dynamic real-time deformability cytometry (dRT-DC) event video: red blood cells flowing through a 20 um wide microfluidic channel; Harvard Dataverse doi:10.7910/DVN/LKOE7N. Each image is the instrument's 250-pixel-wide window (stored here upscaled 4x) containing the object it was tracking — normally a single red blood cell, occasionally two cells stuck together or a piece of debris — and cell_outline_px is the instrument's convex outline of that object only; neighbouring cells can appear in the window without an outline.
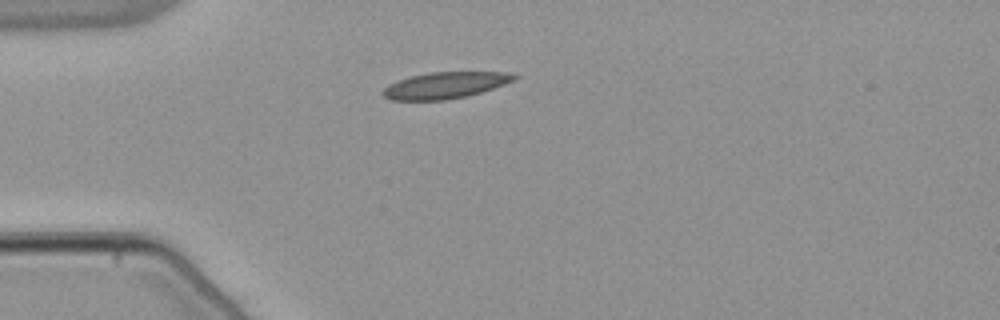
{"species": "common noctule bat (a hibernating species)", "species_latin": "Nyctalus noctula", "temperature_condition": "warm", "stored_images_in_passage": 40, "camera_frame_rate_fps": 3000, "um_per_image_px": 0.085, "animal": {"sex": "male", "body_mass_g": 21.5, "forearm_length_mm": 52.0}, "frame": {"image": 1, "passage_image": 1, "time_ms": 0.0, "image_size_px": [1000, 320], "cell_outline_px": [[520, 76], [516, 80], [480, 92], [464, 96], [444, 100], [392, 100], [384, 96], [380, 92], [388, 84], [396, 80], [428, 72], [504, 72]], "centroid_in_image_um": [37.8, 7.24], "position_along_channel_um": 47.2, "area_um2": 20.11}}
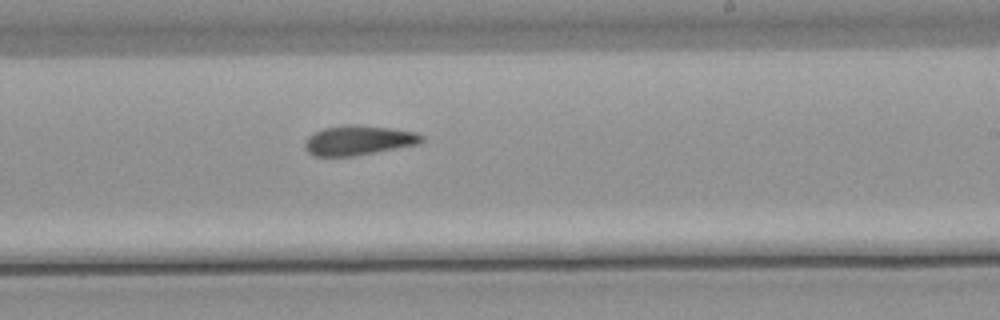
{"frame": {"image": 2, "passage_image": 19, "time_ms": 6.0, "image_size_px": [1000, 320], "cell_outline_px": [[424, 140], [420, 144], [352, 156], [312, 156], [304, 148], [304, 144], [308, 136], [324, 128], [344, 124], [352, 124], [392, 128], [416, 132], [424, 136]], "centroid_in_image_um": [30.48, 11.92], "position_along_channel_um": 258.5, "area_um2": 20.29}}
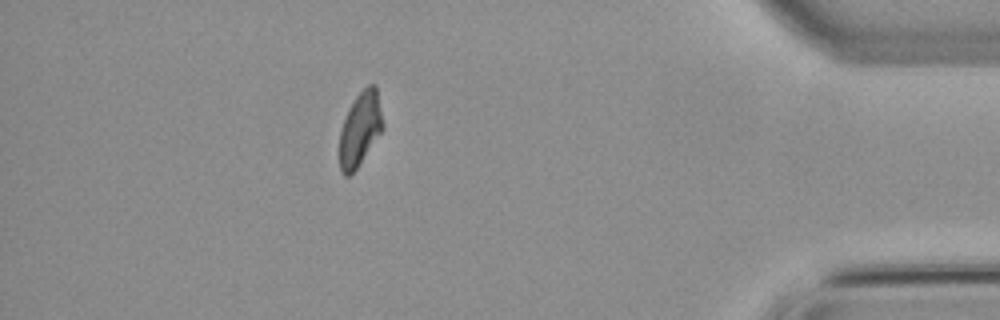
{"frame": {"image": 3, "passage_image": 34, "time_ms": 11.0, "image_size_px": [1000, 320], "cell_outline_px": [[384, 128], [356, 168], [348, 176], [344, 176], [340, 172], [340, 132], [348, 108], [356, 96], [368, 84], [376, 84], [384, 124]], "centroid_in_image_um": [30.62, 10.93], "position_along_channel_um": 404.6, "area_um2": 18.5}, "authors_computed_cell_mechanics": {"area_um2": 19.7965, "velocity_mm_per_s": 3.8254, "shape_relaxation_time_tau1_ms": null, "shape_relaxation_time_tau2_ms": 4.4837, "deformation_change_tau1": null, "deformation_change_tau2": 0.1183}}